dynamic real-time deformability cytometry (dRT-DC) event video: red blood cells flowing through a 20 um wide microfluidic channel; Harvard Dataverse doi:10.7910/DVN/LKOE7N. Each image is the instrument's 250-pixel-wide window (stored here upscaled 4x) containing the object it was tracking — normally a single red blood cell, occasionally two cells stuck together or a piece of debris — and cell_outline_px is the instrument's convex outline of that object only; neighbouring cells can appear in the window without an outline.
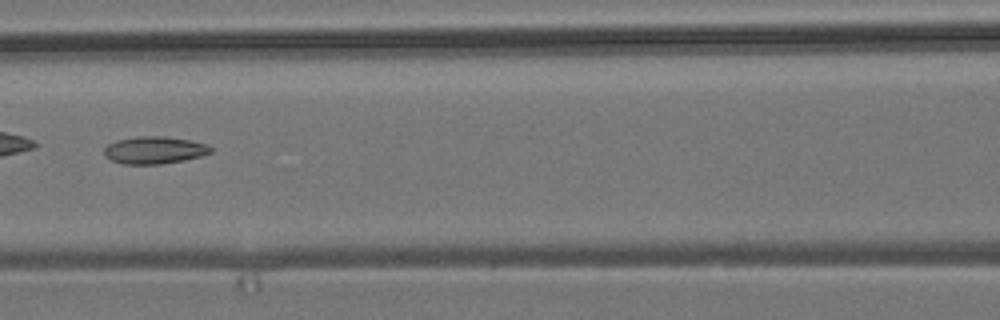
{"species": "common noctule bat (a hibernating species)", "species_latin": "Nyctalus noctula", "temperature_condition": "room temperature", "stored_images_in_passage": 6, "camera_frame_rate_fps": 3000, "um_per_image_px": 0.085, "animal": {"sex": "male", "body_mass_g": 19.2, "forearm_length_mm": 51.8}, "frame": {"image": 1, "passage_image": 4, "time_ms": 3.667, "image_size_px": [1000, 320], "cell_outline_px": [[212, 152], [200, 156], [184, 160], [160, 164], [124, 164], [112, 160], [104, 156], [104, 148], [108, 144], [116, 140], [136, 136], [164, 136], [188, 140], [208, 144], [212, 148]], "centroid_in_image_um": [13.11, 12.75], "position_along_channel_um": 153.5, "area_um2": 16.99}}
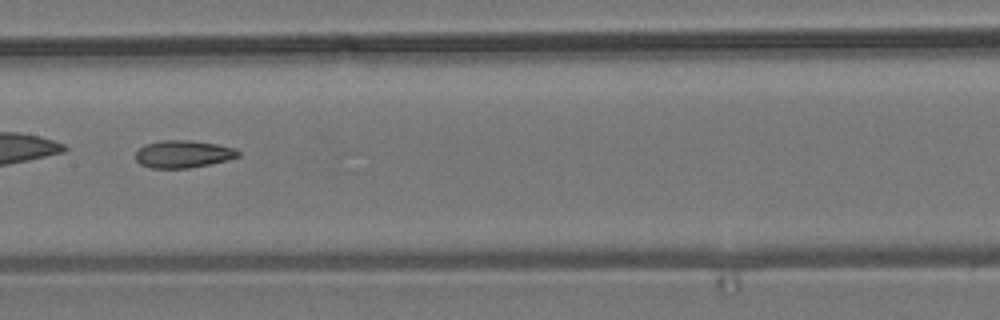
{"frame": {"image": 2, "passage_image": 5, "time_ms": 4.667, "image_size_px": [1000, 320], "cell_outline_px": [[240, 156], [228, 160], [188, 168], [152, 168], [140, 164], [136, 160], [136, 152], [144, 144], [160, 140], [192, 140], [216, 144], [236, 148], [240, 152]], "centroid_in_image_um": [15.57, 13.08], "position_along_channel_um": 191.8, "area_um2": 16.47}}
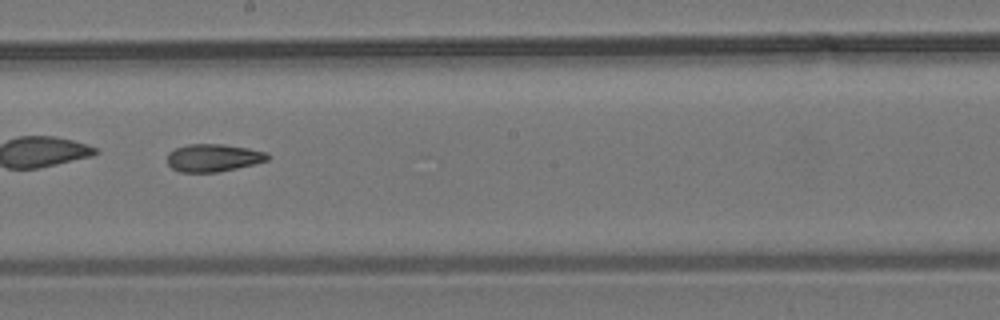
{"frame": {"image": 3, "passage_image": 6, "time_ms": 5.667, "image_size_px": [1000, 320], "cell_outline_px": [[268, 160], [236, 168], [216, 172], [180, 172], [172, 168], [168, 164], [168, 152], [176, 148], [188, 144], [224, 144], [248, 148], [268, 152]], "centroid_in_image_um": [18.12, 13.4], "position_along_channel_um": 230.1, "area_um2": 16.07}}